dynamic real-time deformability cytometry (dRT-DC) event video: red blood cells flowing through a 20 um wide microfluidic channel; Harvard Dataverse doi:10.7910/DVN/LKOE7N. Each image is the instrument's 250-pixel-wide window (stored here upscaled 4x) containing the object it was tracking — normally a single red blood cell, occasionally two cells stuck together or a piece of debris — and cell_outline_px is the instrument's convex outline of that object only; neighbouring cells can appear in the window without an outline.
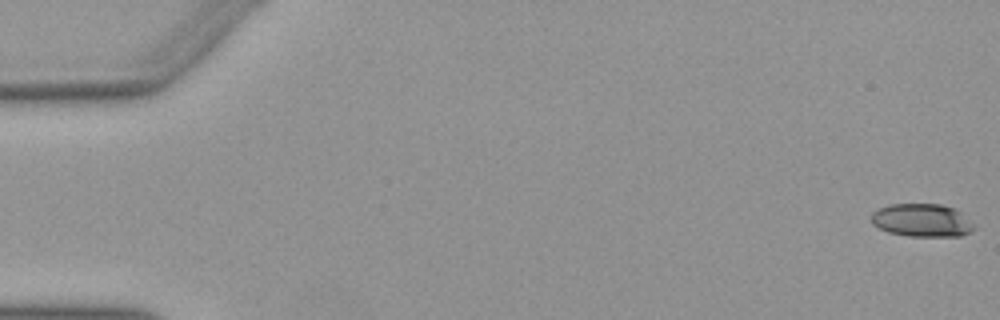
{"species": "Egyptian fruit bat (a non-hibernating species)", "species_latin": "Rousettus aegyptiacus", "temperature_condition": "warm", "stored_images_in_passage": 52, "camera_frame_rate_fps": 3000, "um_per_image_px": 0.085, "animal": {"sex": "female"}, "frame": {"image": 1, "passage_image": 1, "time_ms": 0.0, "image_size_px": [1000, 320], "cell_outline_px": [[972, 228], [968, 232], [960, 236], [908, 236], [888, 232], [872, 224], [872, 212], [880, 208], [892, 204], [940, 204], [952, 208], [960, 212]], "centroid_in_image_um": [78.27, 18.72], "position_along_channel_um": 6.7, "area_um2": 19.19}}
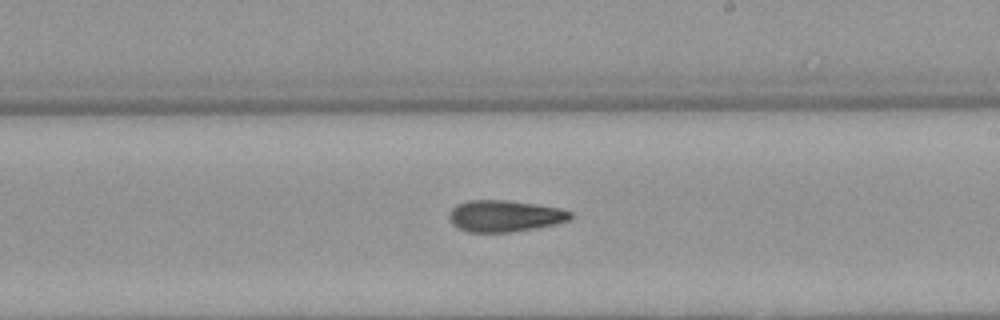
{"frame": {"image": 2, "passage_image": 31, "time_ms": 10.0, "image_size_px": [1000, 320], "cell_outline_px": [[572, 216], [568, 220], [556, 224], [512, 232], [468, 232], [456, 228], [452, 224], [448, 216], [452, 208], [456, 204], [468, 200], [508, 200], [536, 204], [560, 208], [572, 212]], "centroid_in_image_um": [42.87, 18.36], "position_along_channel_um": 246.1, "area_um2": 22.43}}
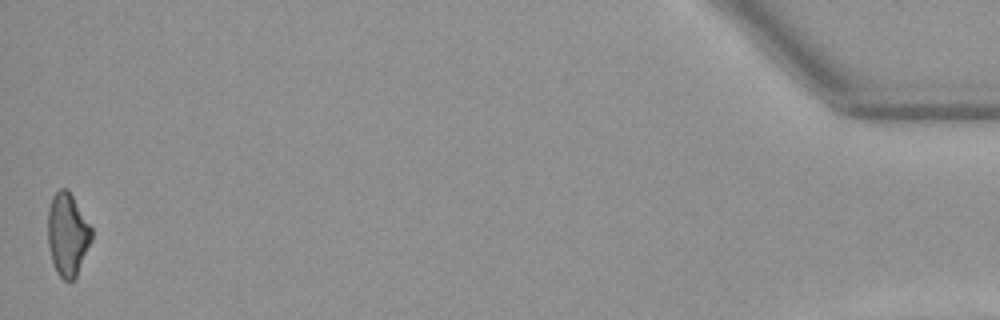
{"frame": {"image": 3, "passage_image": 52, "time_ms": 17.0, "image_size_px": [1000, 320], "cell_outline_px": [[92, 240], [76, 276], [72, 280], [64, 280], [56, 272], [52, 260], [48, 244], [48, 208], [52, 196], [60, 188], [68, 188], [92, 228]], "centroid_in_image_um": [5.74, 19.9], "position_along_channel_um": 429.5, "area_um2": 21.1}, "authors_computed_cell_mechanics": {"area_um2": 21.8484, "velocity_mm_per_s": 3.9665, "shape_relaxation_time_tau1_ms": null, "shape_relaxation_time_tau2_ms": 9.1492, "deformation_change_tau1": null, "deformation_change_tau2": 0.2304}}